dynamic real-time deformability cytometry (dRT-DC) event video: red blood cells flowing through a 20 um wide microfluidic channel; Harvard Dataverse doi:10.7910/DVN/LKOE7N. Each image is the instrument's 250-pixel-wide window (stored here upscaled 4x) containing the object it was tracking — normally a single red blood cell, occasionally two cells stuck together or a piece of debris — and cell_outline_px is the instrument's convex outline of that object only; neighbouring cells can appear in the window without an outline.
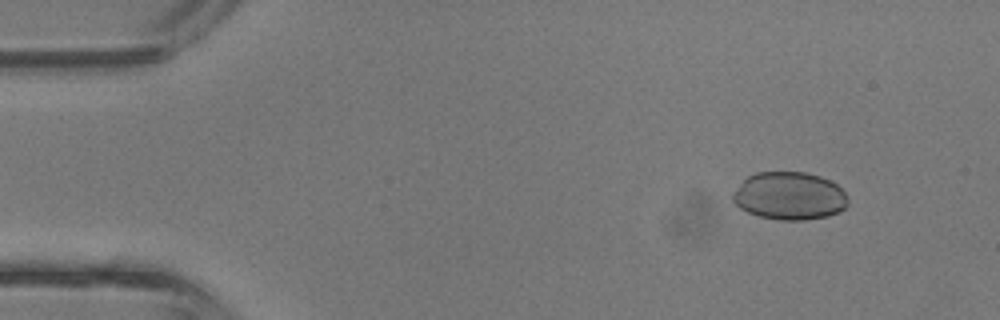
{"species": "common noctule bat (a hibernating species)", "species_latin": "Nyctalus noctula", "temperature_condition": "room temperature", "stored_images_in_passage": 4, "camera_frame_rate_fps": 3000, "um_per_image_px": 0.085, "animal": {"sex": "male", "body_mass_g": 13.3}, "frame": {"image": 1, "passage_image": 1, "time_ms": 0.0, "image_size_px": [1000, 320], "cell_outline_px": [[848, 204], [844, 208], [828, 216], [804, 220], [780, 220], [760, 216], [748, 212], [740, 208], [732, 200], [732, 192], [748, 176], [756, 172], [804, 172], [820, 176], [836, 184], [848, 196]], "centroid_in_image_um": [67.09, 16.65], "position_along_channel_um": 17.9, "area_um2": 32.02}}
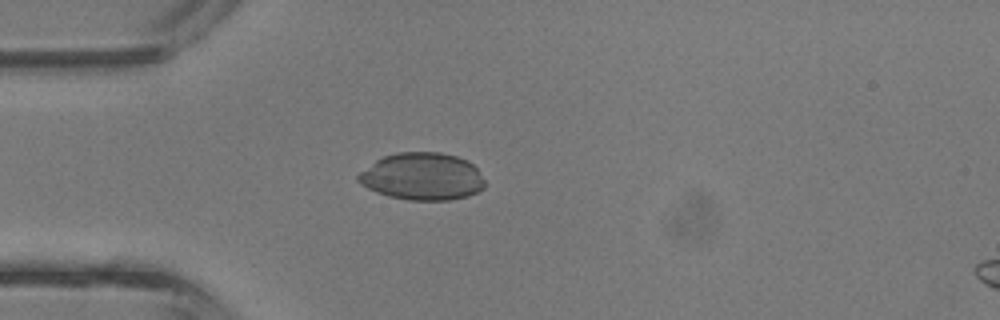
{"frame": {"image": 2, "passage_image": 3, "time_ms": 0.667, "image_size_px": [1000, 320], "cell_outline_px": [[484, 188], [468, 196], [448, 200], [408, 200], [388, 196], [376, 192], [360, 184], [356, 180], [356, 176], [360, 172], [376, 160], [384, 156], [396, 152], [440, 152], [456, 156], [468, 160], [476, 168], [484, 180]], "centroid_in_image_um": [35.87, 15.0], "position_along_channel_um": 49.1, "area_um2": 34.97}}